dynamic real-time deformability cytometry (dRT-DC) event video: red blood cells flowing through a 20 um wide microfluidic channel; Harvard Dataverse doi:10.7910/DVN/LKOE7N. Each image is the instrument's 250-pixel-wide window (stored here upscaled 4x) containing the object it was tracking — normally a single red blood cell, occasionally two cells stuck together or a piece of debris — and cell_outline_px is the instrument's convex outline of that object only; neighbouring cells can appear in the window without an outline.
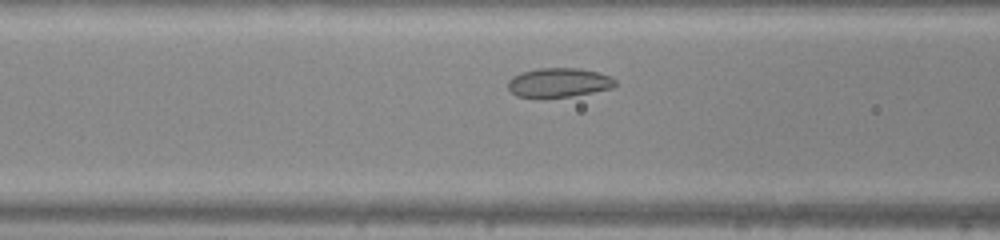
{"species": "common noctule bat (a hibernating species)", "species_latin": "Nyctalus noctula", "temperature_condition": "warm", "stored_images_in_passage": 30, "camera_frame_rate_fps": 3000, "um_per_image_px": 0.085, "animal": {"sex": "male", "body_mass_g": 20.0, "forearm_length_mm": 53.3}, "frame": {"image": 1, "passage_image": 9, "time_ms": 2.667, "image_size_px": [1000, 240], "cell_outline_px": [[616, 84], [612, 88], [592, 92], [568, 96], [516, 96], [508, 88], [508, 80], [512, 76], [520, 72], [536, 68], [576, 68], [600, 72], [616, 80]], "centroid_in_image_um": [47.48, 6.99], "position_along_channel_um": 119.1, "area_um2": 17.98}}
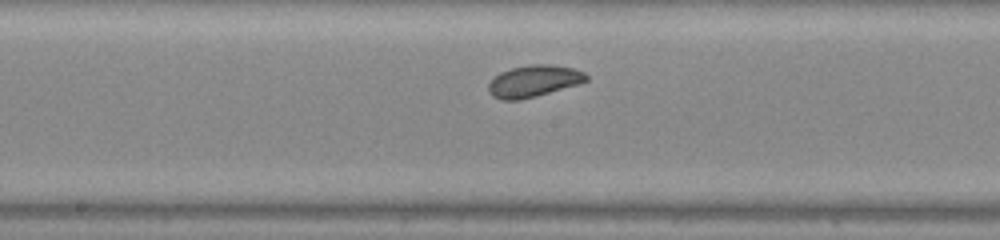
{"frame": {"image": 2, "passage_image": 15, "time_ms": 4.667, "image_size_px": [1000, 240], "cell_outline_px": [[588, 80], [576, 84], [536, 96], [520, 100], [500, 100], [492, 96], [488, 92], [488, 84], [500, 72], [512, 68], [528, 64], [548, 64], [572, 68], [584, 72], [588, 76]], "centroid_in_image_um": [45.32, 6.89], "position_along_channel_um": 202.9, "area_um2": 17.92}}
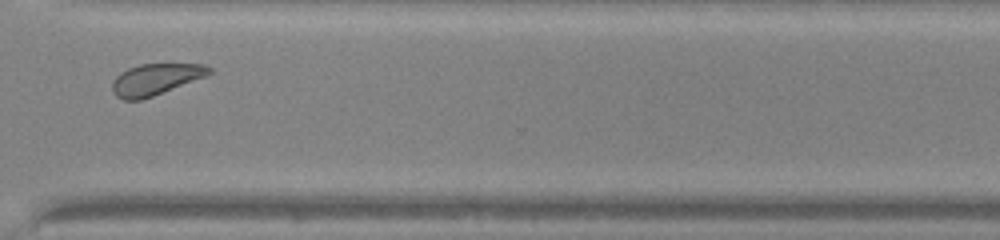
{"frame": {"image": 3, "passage_image": 26, "time_ms": 8.333, "image_size_px": [1000, 240], "cell_outline_px": [[212, 72], [204, 76], [152, 96], [140, 100], [124, 100], [116, 96], [112, 92], [112, 80], [120, 72], [128, 68], [140, 64], [204, 64], [212, 68]], "centroid_in_image_um": [13.16, 6.73], "position_along_channel_um": 357.4, "area_um2": 17.46}, "authors_computed_cell_mechanics": {"area_um2": 18.0625, "velocity_mm_per_s": 4.1964, "shape_relaxation_time_tau1_ms": null, "shape_relaxation_time_tau2_ms": 10.3203, "deformation_change_tau1": null, "deformation_change_tau2": 0.1741}}